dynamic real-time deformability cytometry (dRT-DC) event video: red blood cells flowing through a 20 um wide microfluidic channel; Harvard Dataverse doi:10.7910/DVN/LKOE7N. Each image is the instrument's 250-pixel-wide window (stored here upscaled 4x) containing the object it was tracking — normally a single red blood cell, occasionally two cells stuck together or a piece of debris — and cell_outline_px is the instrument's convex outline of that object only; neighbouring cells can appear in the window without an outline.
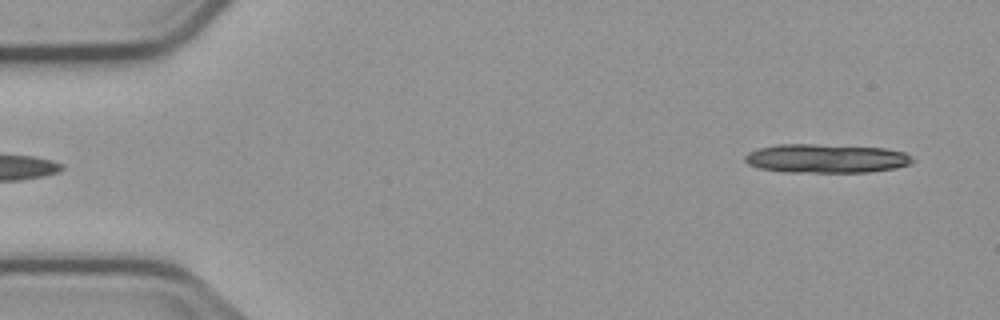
{"species": "common noctule bat (a hibernating species)", "species_latin": "Nyctalus noctula", "temperature_condition": "cold", "stored_images_in_passage": 4, "segment_of_instrument_passage": [2, 2], "camera_frame_rate_fps": 3000, "um_per_image_px": 0.085, "animal": {"sex": "male", "body_mass_g": 23.1, "forearm_length_mm": 52.7}, "frame": {"image": 1, "passage_image": 4, "time_ms": 4.667, "image_size_px": [1000, 320], "cell_outline_px": [[916, 160], [912, 164], [896, 168], [868, 172], [784, 172], [760, 168], [748, 164], [744, 160], [744, 156], [748, 152], [760, 148], [776, 144], [816, 144], [884, 148], [904, 152], [912, 156]], "centroid_in_image_um": [70.25, 13.47], "position_along_channel_um": 14.8, "area_um2": 28.38}}